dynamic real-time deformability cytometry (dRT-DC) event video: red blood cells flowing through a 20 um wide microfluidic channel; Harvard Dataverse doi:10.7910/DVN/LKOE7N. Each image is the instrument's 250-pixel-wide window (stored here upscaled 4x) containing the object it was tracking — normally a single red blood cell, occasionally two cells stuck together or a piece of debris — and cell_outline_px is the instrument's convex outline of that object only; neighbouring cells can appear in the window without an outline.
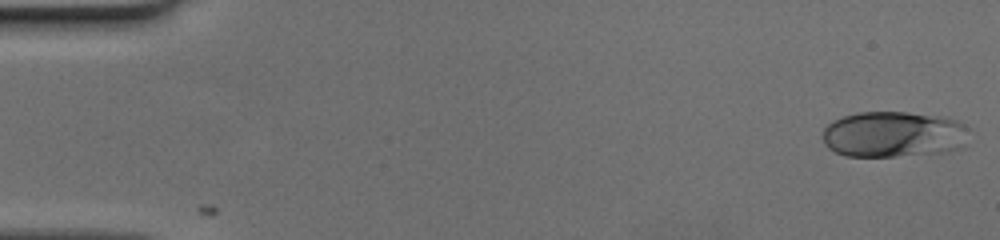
{"species": "human", "species_latin": "Homo sapiens", "temperature_condition": "cold", "stored_images_in_passage": 50, "camera_frame_rate_fps": 3000, "um_per_image_px": 0.085, "donor": {"sex": "female"}, "frame": {"image": 1, "passage_image": 1, "time_ms": 0.0, "image_size_px": [1000, 240], "cell_outline_px": [[968, 128], [964, 148], [948, 152], [896, 156], [844, 156], [828, 148], [824, 144], [820, 136], [824, 128], [832, 120], [856, 112], [908, 112], [940, 116], [956, 120], [964, 124]], "centroid_in_image_um": [75.94, 11.42], "position_along_channel_um": 9.1, "area_um2": 39.77}}
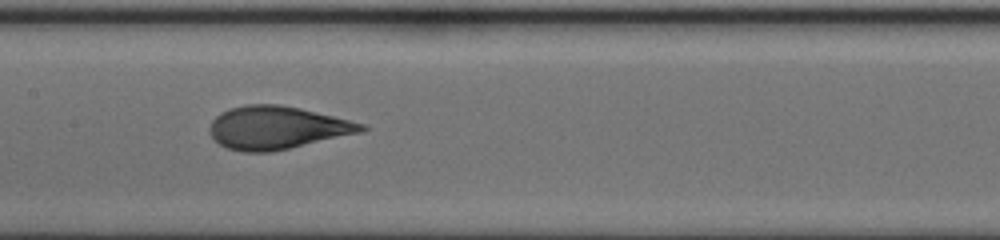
{"frame": {"image": 2, "passage_image": 25, "time_ms": 8.0, "image_size_px": [1000, 240], "cell_outline_px": [[368, 128], [364, 132], [272, 152], [240, 152], [228, 148], [220, 144], [208, 132], [208, 128], [212, 120], [220, 112], [228, 108], [248, 104], [280, 104], [300, 108], [364, 124]], "centroid_in_image_um": [23.52, 10.86], "position_along_channel_um": 183.9, "area_um2": 38.09}}
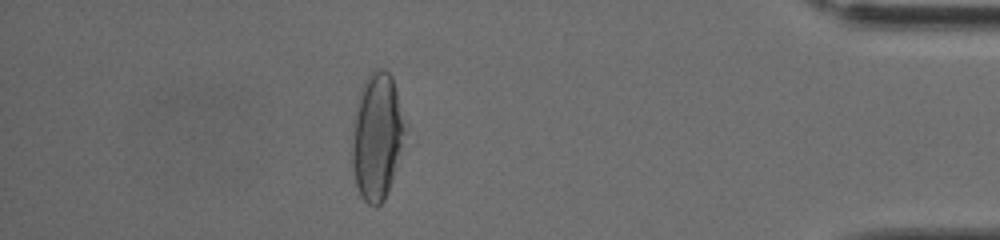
{"frame": {"image": 3, "passage_image": 44, "time_ms": 14.333, "image_size_px": [1000, 240], "cell_outline_px": [[408, 124], [392, 176], [384, 200], [376, 208], [368, 204], [360, 196], [356, 184], [352, 168], [352, 124], [356, 104], [360, 88], [364, 80], [376, 68], [384, 68], [392, 76]], "centroid_in_image_um": [32.03, 11.53], "position_along_channel_um": 403.2, "area_um2": 39.48}}